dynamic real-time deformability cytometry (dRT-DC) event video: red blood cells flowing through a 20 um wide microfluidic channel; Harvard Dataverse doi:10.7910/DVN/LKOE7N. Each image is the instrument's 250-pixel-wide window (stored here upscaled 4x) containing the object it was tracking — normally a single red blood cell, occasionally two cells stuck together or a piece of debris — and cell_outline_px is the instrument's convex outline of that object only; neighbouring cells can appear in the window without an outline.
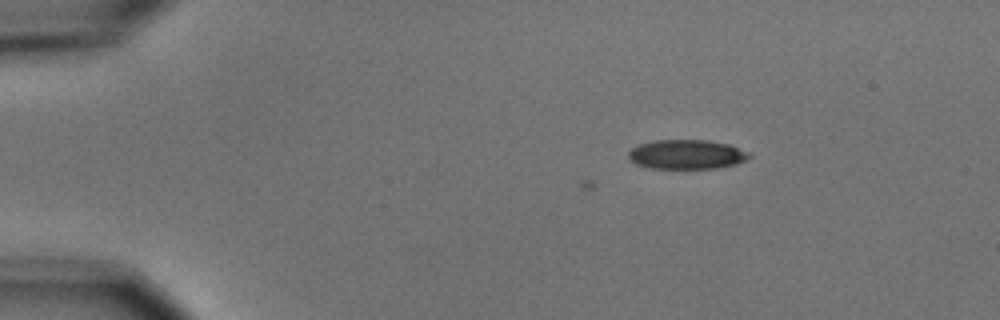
{"species": "common noctule bat (a hibernating species)", "species_latin": "Nyctalus noctula", "temperature_condition": "cold", "stored_images_in_passage": 7, "camera_frame_rate_fps": 3000, "um_per_image_px": 0.085, "animal": {"sex": "male", "body_mass_g": 15.6}, "frame": {"image": 1, "passage_image": 4, "time_ms": 3.667, "image_size_px": [1000, 320], "cell_outline_px": [[752, 156], [736, 164], [716, 168], [652, 168], [636, 164], [628, 156], [628, 152], [632, 148], [640, 144], [652, 140], [708, 140], [728, 144], [748, 152]], "centroid_in_image_um": [58.36, 13.12], "position_along_channel_um": 26.6, "area_um2": 20.52}}
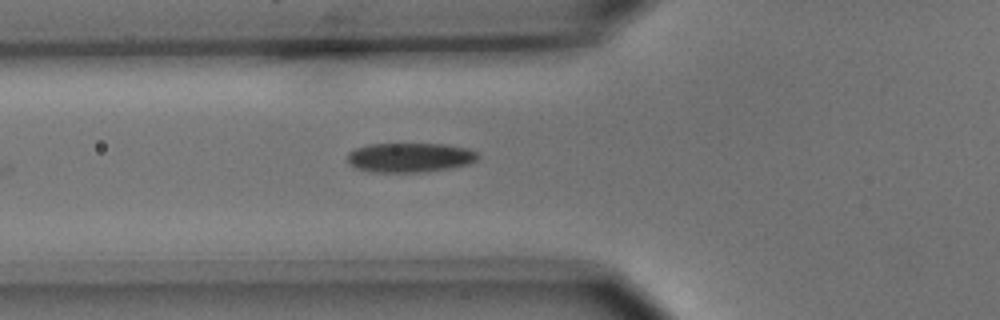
{"frame": {"image": 2, "passage_image": 7, "time_ms": 7.333, "image_size_px": [1000, 320], "cell_outline_px": [[480, 156], [476, 160], [468, 164], [448, 168], [420, 172], [372, 172], [356, 168], [348, 164], [348, 152], [356, 148], [368, 144], [448, 144], [468, 148], [476, 152]], "centroid_in_image_um": [34.82, 13.38], "position_along_channel_um": 91.0, "area_um2": 22.43}}